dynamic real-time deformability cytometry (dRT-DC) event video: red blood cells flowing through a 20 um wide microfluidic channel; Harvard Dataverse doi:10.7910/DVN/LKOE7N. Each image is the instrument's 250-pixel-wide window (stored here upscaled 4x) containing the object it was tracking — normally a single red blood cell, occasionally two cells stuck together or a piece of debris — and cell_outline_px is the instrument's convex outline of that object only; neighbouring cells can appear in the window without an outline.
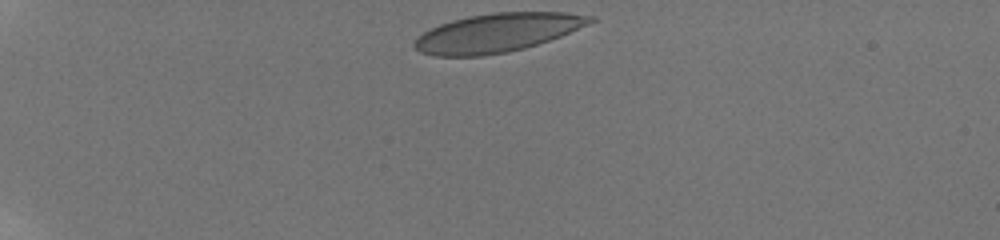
{"species": "human", "species_latin": "Homo sapiens", "temperature_condition": "room temperature", "stored_images_in_passage": 5, "camera_frame_rate_fps": 3000, "um_per_image_px": 0.085, "donor": {"sex": "male"}, "frame": {"image": 1, "passage_image": 1, "time_ms": 0.0, "image_size_px": [1000, 240], "cell_outline_px": [[596, 20], [588, 24], [560, 36], [524, 48], [508, 52], [484, 56], [432, 56], [420, 52], [412, 44], [416, 36], [440, 24], [452, 20], [468, 16], [496, 12], [564, 12], [596, 16]], "centroid_in_image_um": [42.24, 2.78], "position_along_channel_um": 42.8, "area_um2": 39.59}}
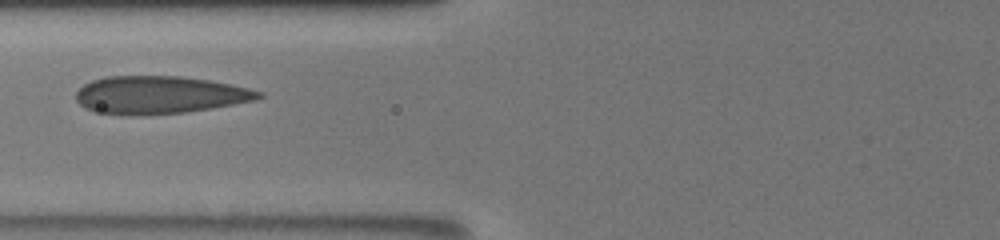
{"frame": {"image": 2, "passage_image": 4, "time_ms": 3.667, "image_size_px": [1000, 240], "cell_outline_px": [[264, 96], [256, 100], [212, 108], [184, 112], [96, 112], [84, 108], [76, 100], [76, 92], [84, 84], [92, 80], [108, 76], [180, 76], [208, 80], [248, 88], [264, 92]], "centroid_in_image_um": [13.6, 8.02], "position_along_channel_um": 112.2, "area_um2": 38.9}}